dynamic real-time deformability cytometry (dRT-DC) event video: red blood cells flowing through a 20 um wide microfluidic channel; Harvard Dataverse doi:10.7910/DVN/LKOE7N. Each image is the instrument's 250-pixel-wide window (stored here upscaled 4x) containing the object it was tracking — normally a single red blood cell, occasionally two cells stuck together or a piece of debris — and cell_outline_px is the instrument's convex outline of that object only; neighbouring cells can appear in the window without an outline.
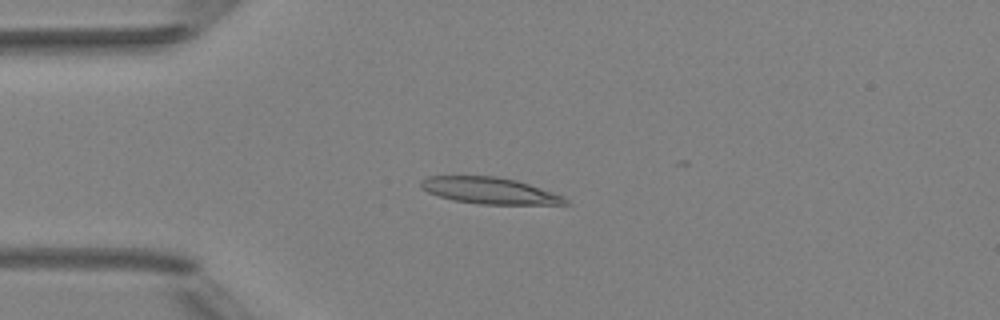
{"species": "Egyptian fruit bat (a non-hibernating species)", "species_latin": "Rousettus aegyptiacus", "temperature_condition": "room temperature", "stored_images_in_passage": 3, "camera_frame_rate_fps": 3000, "um_per_image_px": 0.085, "animal": {"sex": "female"}, "frame": {"image": 1, "passage_image": 3, "time_ms": 2.333, "image_size_px": [1000, 320], "cell_outline_px": [[572, 204], [480, 204], [452, 200], [428, 192], [420, 188], [420, 180], [428, 176], [496, 176], [516, 180], [564, 196]], "centroid_in_image_um": [41.59, 16.2], "position_along_channel_um": 43.4, "area_um2": 22.2}}